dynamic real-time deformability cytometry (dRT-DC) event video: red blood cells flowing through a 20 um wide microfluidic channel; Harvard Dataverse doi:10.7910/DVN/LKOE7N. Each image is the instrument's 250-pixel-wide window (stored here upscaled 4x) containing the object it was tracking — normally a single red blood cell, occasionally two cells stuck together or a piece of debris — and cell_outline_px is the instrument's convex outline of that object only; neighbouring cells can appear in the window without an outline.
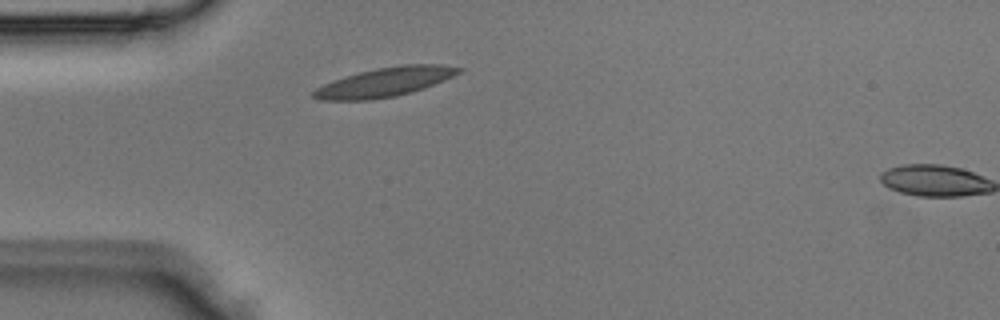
{"species": "Egyptian fruit bat (a non-hibernating species)", "species_latin": "Rousettus aegyptiacus", "temperature_condition": "room temperature", "stored_images_in_passage": 2, "segment_of_instrument_passage": [1, 2], "camera_frame_rate_fps": 3000, "um_per_image_px": 0.085, "animal": {"sex": "male"}, "frame": {"image": 1, "passage_image": 1, "time_ms": 0.0, "image_size_px": [1000, 320], "cell_outline_px": [[464, 68], [460, 72], [444, 80], [424, 88], [412, 92], [396, 96], [368, 100], [320, 100], [312, 96], [312, 92], [316, 88], [332, 80], [360, 72], [376, 68], [400, 64], [440, 64]], "centroid_in_image_um": [32.71, 6.97], "position_along_channel_um": 52.3, "area_um2": 24.62}}